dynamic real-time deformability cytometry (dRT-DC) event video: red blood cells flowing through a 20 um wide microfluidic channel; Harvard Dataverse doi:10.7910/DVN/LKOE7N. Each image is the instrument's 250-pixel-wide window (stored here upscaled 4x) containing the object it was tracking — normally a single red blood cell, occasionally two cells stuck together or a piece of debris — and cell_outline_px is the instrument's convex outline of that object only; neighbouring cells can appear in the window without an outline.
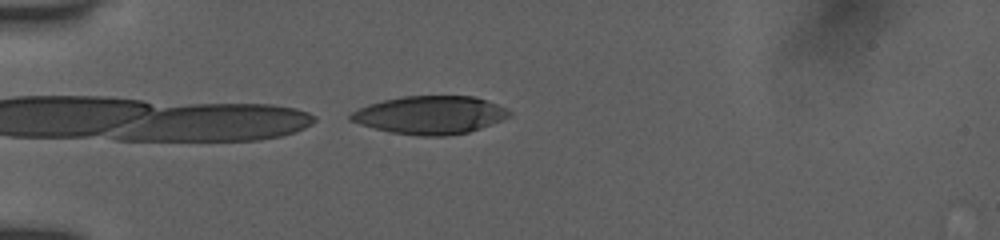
{"species": "human", "species_latin": "Homo sapiens", "temperature_condition": "room temperature", "stored_images_in_passage": 8, "camera_frame_rate_fps": 3000, "um_per_image_px": 0.085, "donor": {"sex": "female"}, "frame": {"image": 1, "passage_image": 8, "time_ms": 2.333, "image_size_px": [1000, 240], "cell_outline_px": [[512, 116], [480, 128], [468, 132], [444, 136], [420, 136], [392, 132], [360, 124], [348, 120], [348, 116], [352, 112], [368, 104], [384, 100], [404, 96], [476, 96], [508, 108], [512, 112]], "centroid_in_image_um": [36.59, 9.77], "position_along_channel_um": 48.4, "area_um2": 35.14}}